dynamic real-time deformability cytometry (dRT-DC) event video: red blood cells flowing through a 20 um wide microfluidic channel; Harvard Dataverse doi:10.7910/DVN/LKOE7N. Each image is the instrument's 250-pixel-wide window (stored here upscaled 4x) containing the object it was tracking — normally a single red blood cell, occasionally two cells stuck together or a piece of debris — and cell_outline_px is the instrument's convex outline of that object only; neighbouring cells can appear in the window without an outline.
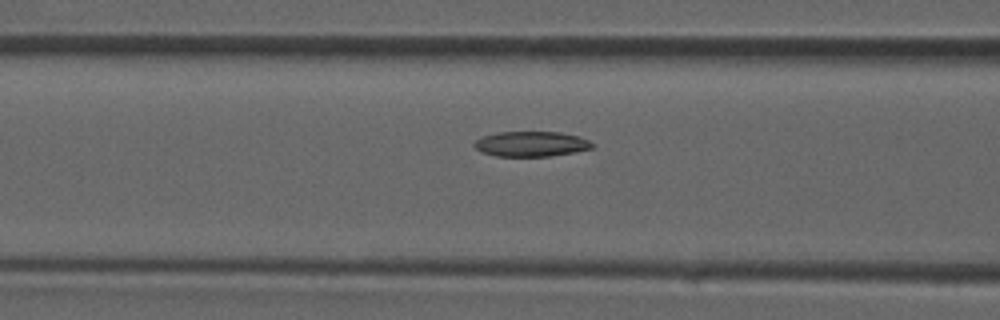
{"species": "common noctule bat (a hibernating species)", "species_latin": "Nyctalus noctula", "temperature_condition": "room temperature", "stored_images_in_passage": 36, "camera_frame_rate_fps": 3000, "um_per_image_px": 0.085, "animal": {"sex": "male", "forearm_length_mm": 52.5}, "frame": {"image": 1, "passage_image": 12, "time_ms": 3.667, "image_size_px": [1000, 320], "cell_outline_px": [[596, 148], [552, 156], [496, 156], [480, 152], [472, 144], [480, 136], [500, 132], [560, 132], [580, 136], [596, 144]], "centroid_in_image_um": [45.18, 12.23], "position_along_channel_um": 121.4, "area_um2": 17.57}}
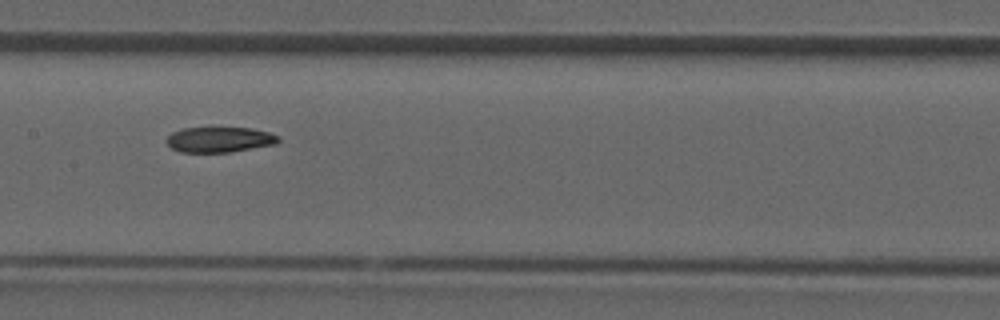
{"frame": {"image": 2, "passage_image": 16, "time_ms": 5.0, "image_size_px": [1000, 320], "cell_outline_px": [[280, 140], [276, 144], [228, 152], [180, 152], [172, 148], [164, 140], [172, 132], [184, 128], [252, 128], [268, 132], [280, 136]], "centroid_in_image_um": [18.65, 11.86], "position_along_channel_um": 188.7, "area_um2": 16.47}}
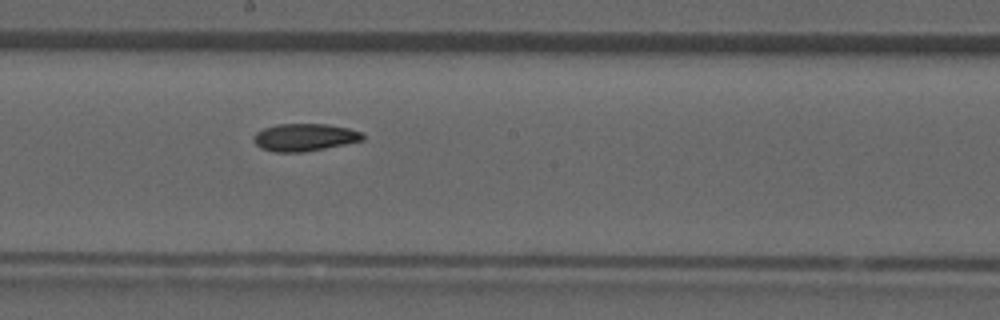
{"frame": {"image": 3, "passage_image": 18, "time_ms": 5.667, "image_size_px": [1000, 320], "cell_outline_px": [[364, 140], [304, 152], [276, 152], [260, 148], [252, 140], [252, 136], [256, 132], [264, 128], [276, 124], [328, 124], [348, 128], [360, 132], [364, 136]], "centroid_in_image_um": [25.84, 11.67], "position_along_channel_um": 222.4, "area_um2": 17.46}}